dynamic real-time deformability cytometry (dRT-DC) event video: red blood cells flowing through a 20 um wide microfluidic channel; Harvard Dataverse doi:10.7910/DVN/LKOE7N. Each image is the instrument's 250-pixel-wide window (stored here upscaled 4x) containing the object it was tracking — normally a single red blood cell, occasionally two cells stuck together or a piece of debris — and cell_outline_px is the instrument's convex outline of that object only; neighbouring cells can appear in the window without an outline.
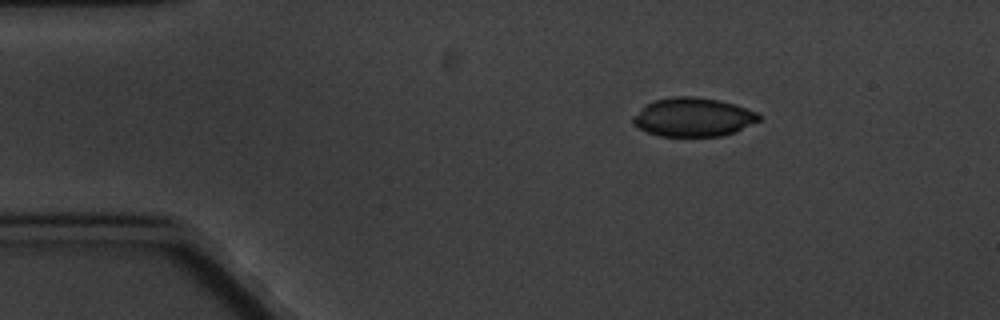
{"species": "common noctule bat (a hibernating species)", "species_latin": "Nyctalus noctula", "temperature_condition": "cold", "stored_images_in_passage": 3, "camera_frame_rate_fps": 3000, "um_per_image_px": 0.085, "animal": {"sex": "male", "body_mass_g": 20.1, "forearm_length_mm": 53.5}, "frame": {"image": 1, "passage_image": 1, "time_ms": 0.0, "image_size_px": [1000, 320], "cell_outline_px": [[760, 120], [736, 132], [724, 136], [660, 136], [648, 132], [632, 124], [632, 120], [644, 104], [652, 100], [672, 96], [692, 96], [716, 100], [736, 104], [756, 112], [760, 116]], "centroid_in_image_um": [58.91, 9.95], "position_along_channel_um": 26.1, "area_um2": 28.5}}